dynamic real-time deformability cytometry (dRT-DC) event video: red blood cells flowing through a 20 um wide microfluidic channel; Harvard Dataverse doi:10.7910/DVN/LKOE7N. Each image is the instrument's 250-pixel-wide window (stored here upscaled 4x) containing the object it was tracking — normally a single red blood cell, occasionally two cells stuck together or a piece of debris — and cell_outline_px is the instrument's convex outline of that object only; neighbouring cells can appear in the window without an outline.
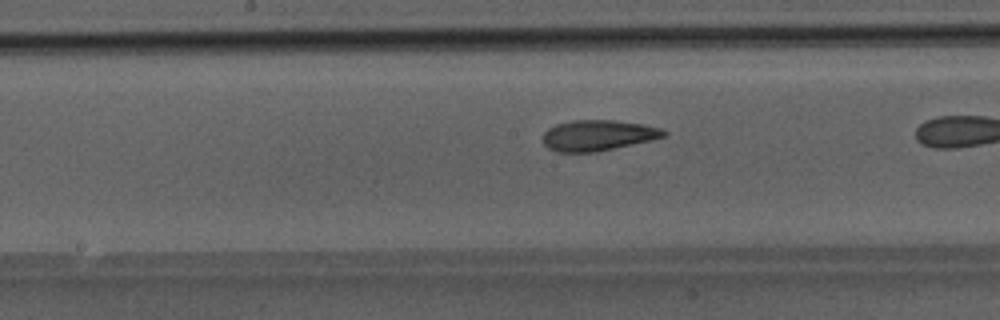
{"species": "Egyptian fruit bat (a non-hibernating species)", "species_latin": "Rousettus aegyptiacus", "temperature_condition": "room temperature", "stored_images_in_passage": 23, "camera_frame_rate_fps": 3000, "um_per_image_px": 0.085, "animal": {"sex": "male"}, "frame": {"image": 1, "passage_image": 10, "time_ms": 3.0, "image_size_px": [1000, 320], "cell_outline_px": [[668, 132], [664, 136], [652, 140], [592, 152], [556, 152], [548, 148], [544, 144], [544, 132], [548, 128], [556, 124], [572, 120], [612, 120], [644, 124], [660, 128]], "centroid_in_image_um": [50.81, 11.49], "position_along_channel_um": 197.4, "area_um2": 21.44}}